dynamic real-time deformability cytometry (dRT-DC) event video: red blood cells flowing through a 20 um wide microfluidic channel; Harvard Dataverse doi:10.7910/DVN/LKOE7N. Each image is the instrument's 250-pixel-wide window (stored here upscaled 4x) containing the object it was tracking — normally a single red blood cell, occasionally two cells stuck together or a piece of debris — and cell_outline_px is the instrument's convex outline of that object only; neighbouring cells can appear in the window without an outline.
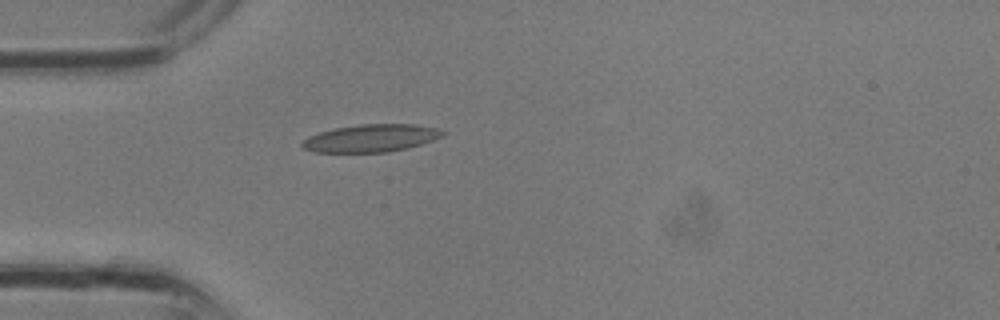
{"species": "common noctule bat (a hibernating species)", "species_latin": "Nyctalus noctula", "temperature_condition": "room temperature", "stored_images_in_passage": 1, "camera_frame_rate_fps": 3000, "um_per_image_px": 0.085, "animal": {"sex": "male", "body_mass_g": 13.3}, "frame": {"image": 1, "passage_image": 1, "time_ms": 0.0, "image_size_px": [1000, 320], "cell_outline_px": [[444, 136], [408, 148], [388, 152], [312, 152], [304, 148], [300, 144], [308, 136], [320, 132], [336, 128], [360, 124], [412, 124], [436, 128], [444, 132]], "centroid_in_image_um": [31.52, 11.75], "position_along_channel_um": 53.5, "area_um2": 22.43}}